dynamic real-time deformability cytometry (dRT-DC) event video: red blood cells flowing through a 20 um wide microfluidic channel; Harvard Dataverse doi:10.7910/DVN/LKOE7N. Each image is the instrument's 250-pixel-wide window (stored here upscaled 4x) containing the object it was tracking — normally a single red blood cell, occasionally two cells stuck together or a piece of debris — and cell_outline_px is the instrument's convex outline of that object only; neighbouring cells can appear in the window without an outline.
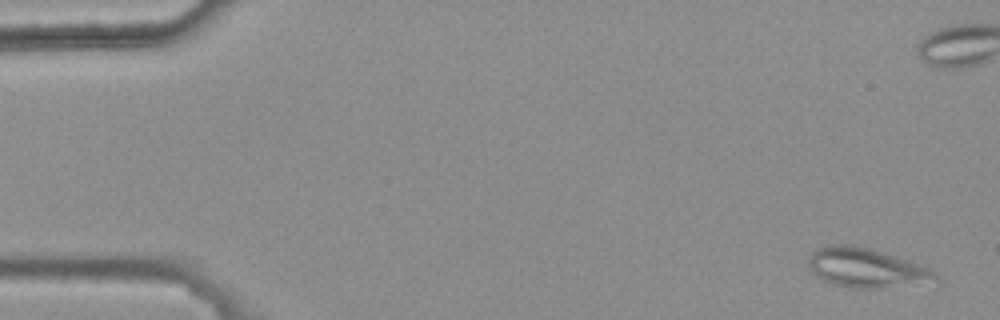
{"species": "common noctule bat (a hibernating species)", "species_latin": "Nyctalus noctula", "temperature_condition": "warm", "stored_images_in_passage": 7, "camera_frame_rate_fps": 3000, "um_per_image_px": 0.085, "animal": {"sex": "female", "body_mass_g": 25.1}, "frame": {"image": 1, "passage_image": 1, "time_ms": 0.0, "image_size_px": [1000, 320], "cell_outline_px": [[940, 284], [936, 288], [844, 288], [824, 280], [816, 276], [808, 268], [808, 256], [816, 248], [828, 244], [852, 244], [872, 248], [896, 256], [928, 268], [936, 272], [940, 276]], "centroid_in_image_um": [73.81, 22.83], "position_along_channel_um": 11.2, "area_um2": 30.98}}
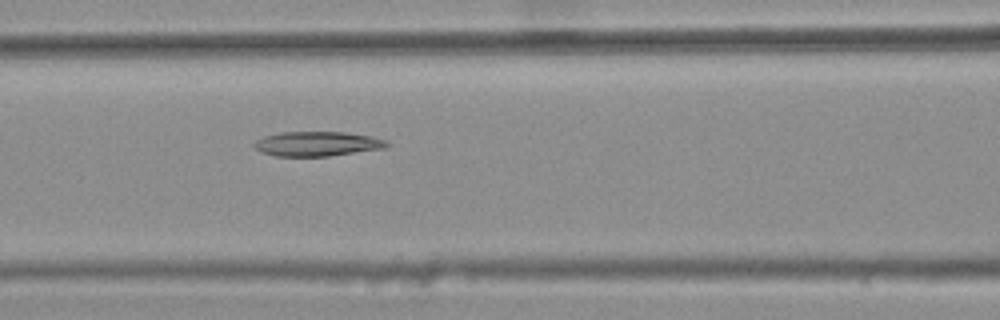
{"frame": {"image": 2, "passage_image": 7, "time_ms": 2.0, "image_size_px": [1000, 320], "cell_outline_px": [[388, 144], [384, 148], [328, 156], [276, 156], [260, 152], [252, 144], [256, 140], [264, 136], [280, 132], [344, 132], [372, 136], [388, 140]], "centroid_in_image_um": [26.94, 12.22], "position_along_channel_um": 139.7, "area_um2": 19.02}}